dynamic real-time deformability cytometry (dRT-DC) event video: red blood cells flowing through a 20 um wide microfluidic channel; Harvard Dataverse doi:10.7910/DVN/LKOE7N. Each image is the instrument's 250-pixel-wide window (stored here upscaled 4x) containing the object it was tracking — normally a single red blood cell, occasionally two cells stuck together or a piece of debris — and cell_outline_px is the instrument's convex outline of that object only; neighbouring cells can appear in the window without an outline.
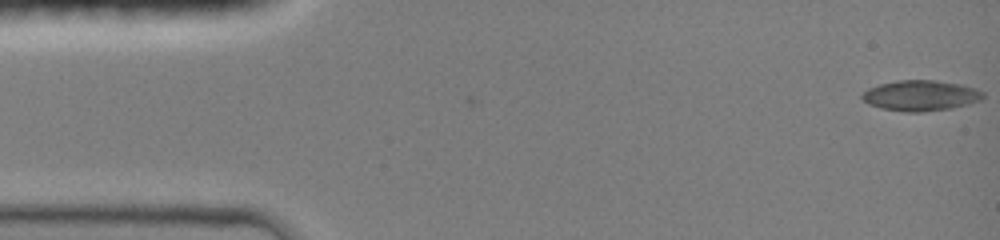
{"species": "common noctule bat (a hibernating species)", "species_latin": "Nyctalus noctula", "temperature_condition": "room temperature", "stored_images_in_passage": 7, "camera_frame_rate_fps": 3000, "um_per_image_px": 0.085, "animal": {"sex": "female", "body_mass_g": 19.0, "forearm_length_mm": 51.5}, "frame": {"image": 1, "passage_image": 1, "time_ms": 0.0, "image_size_px": [1000, 240], "cell_outline_px": [[984, 96], [980, 100], [968, 104], [952, 108], [920, 112], [904, 112], [880, 108], [868, 104], [860, 96], [868, 88], [880, 84], [900, 80], [932, 80], [960, 84], [976, 88], [984, 92]], "centroid_in_image_um": [78.25, 8.13], "position_along_channel_um": 6.7, "area_um2": 21.5}}
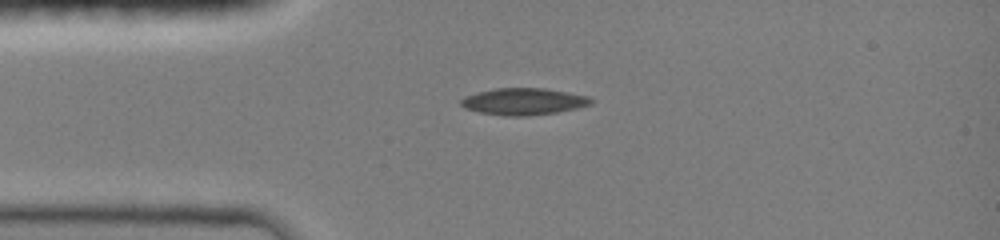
{"frame": {"image": 2, "passage_image": 7, "time_ms": 3.333, "image_size_px": [1000, 240], "cell_outline_px": [[592, 104], [576, 108], [556, 112], [528, 116], [508, 116], [480, 112], [464, 108], [460, 104], [460, 100], [464, 96], [476, 92], [496, 88], [544, 88], [588, 96], [592, 100]], "centroid_in_image_um": [44.46, 8.62], "position_along_channel_um": 40.5, "area_um2": 20.23}}